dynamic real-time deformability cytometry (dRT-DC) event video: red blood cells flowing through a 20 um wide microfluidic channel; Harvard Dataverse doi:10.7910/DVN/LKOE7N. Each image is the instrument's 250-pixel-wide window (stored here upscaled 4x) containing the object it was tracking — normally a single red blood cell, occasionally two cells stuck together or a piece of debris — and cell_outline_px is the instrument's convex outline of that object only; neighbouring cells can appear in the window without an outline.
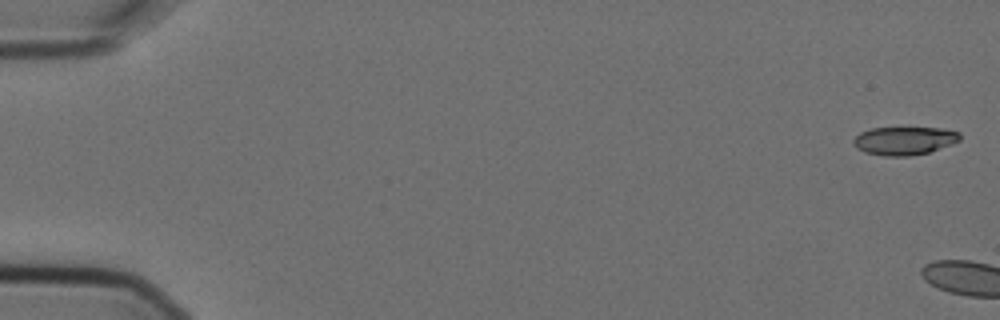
{"species": "Egyptian fruit bat (a non-hibernating species)", "species_latin": "Rousettus aegyptiacus", "temperature_condition": "cold", "stored_images_in_passage": 2, "camera_frame_rate_fps": 3000, "um_per_image_px": 0.085, "animal": {"sex": "female"}, "frame": {"image": 1, "passage_image": 1, "time_ms": 0.0, "image_size_px": [1000, 320], "cell_outline_px": [[960, 140], [952, 144], [928, 152], [908, 156], [884, 156], [864, 152], [856, 148], [852, 144], [852, 140], [860, 132], [872, 128], [944, 128], [960, 132]], "centroid_in_image_um": [76.84, 11.96], "position_along_channel_um": 8.2, "area_um2": 17.57}}